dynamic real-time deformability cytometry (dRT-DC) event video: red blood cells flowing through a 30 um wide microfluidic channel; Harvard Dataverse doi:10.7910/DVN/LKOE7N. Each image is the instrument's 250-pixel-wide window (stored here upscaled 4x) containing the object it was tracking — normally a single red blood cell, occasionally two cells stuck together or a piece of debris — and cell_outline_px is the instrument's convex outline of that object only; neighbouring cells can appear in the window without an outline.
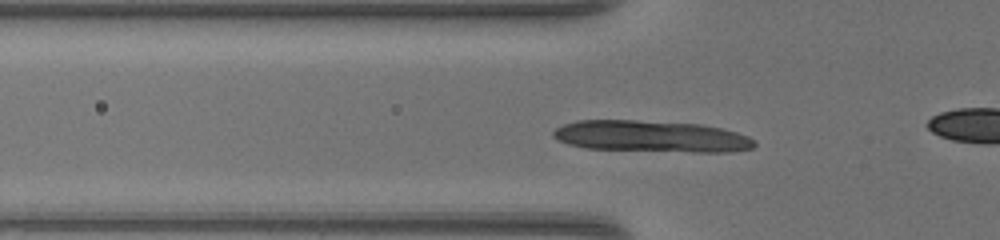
{"species": "common noctule bat (a hibernating species)", "species_latin": "Nyctalus noctula", "temperature_condition": "warm", "stored_images_in_passage": 43, "camera_frame_rate_fps": 3000, "um_per_image_px": 0.085, "animal": {"sex": "female", "body_mass_g": 17.0, "forearm_length_mm": 48.0}, "frame": {"image": 1, "passage_image": 11, "time_ms": 3.333, "image_size_px": [1000, 240], "cell_outline_px": [[756, 144], [752, 148], [728, 152], [692, 152], [584, 148], [568, 144], [552, 136], [552, 132], [556, 128], [564, 124], [580, 120], [636, 120], [700, 124], [720, 128], [736, 132], [748, 136], [756, 140]], "centroid_in_image_um": [55.37, 11.59], "position_along_channel_um": 70.4, "area_um2": 36.93}}
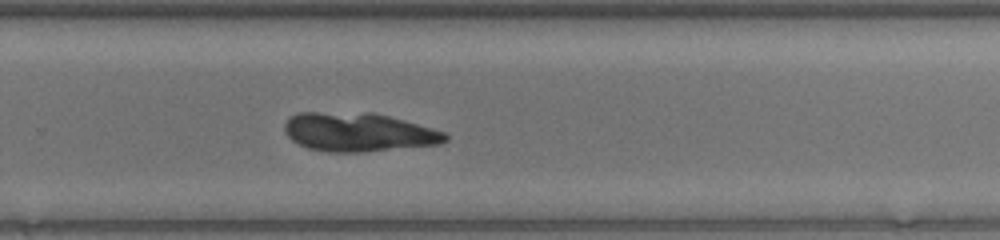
{"frame": {"image": 2, "passage_image": 27, "time_ms": 8.667, "image_size_px": [1000, 240], "cell_outline_px": [[448, 140], [440, 144], [364, 152], [328, 152], [308, 148], [292, 140], [284, 132], [284, 124], [296, 112], [372, 112], [388, 116], [448, 132]], "centroid_in_image_um": [30.48, 11.23], "position_along_channel_um": 299.3, "area_um2": 36.53}}
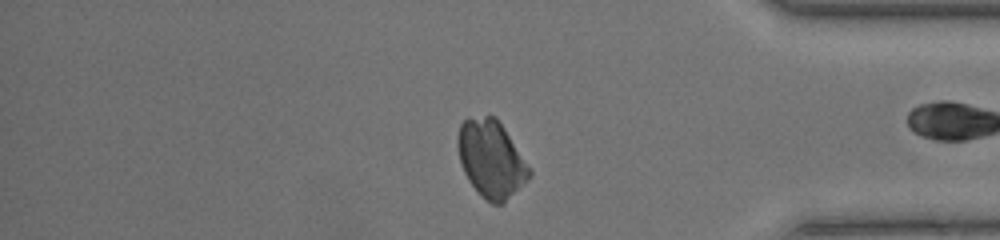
{"frame": {"image": 3, "passage_image": 35, "time_ms": 11.333, "image_size_px": [1000, 240], "cell_outline_px": [[532, 176], [504, 204], [492, 204], [480, 196], [468, 180], [464, 172], [460, 160], [456, 140], [460, 124], [468, 116], [496, 116], [504, 128], [532, 172]], "centroid_in_image_um": [41.73, 13.52], "position_along_channel_um": 393.5, "area_um2": 32.37}}